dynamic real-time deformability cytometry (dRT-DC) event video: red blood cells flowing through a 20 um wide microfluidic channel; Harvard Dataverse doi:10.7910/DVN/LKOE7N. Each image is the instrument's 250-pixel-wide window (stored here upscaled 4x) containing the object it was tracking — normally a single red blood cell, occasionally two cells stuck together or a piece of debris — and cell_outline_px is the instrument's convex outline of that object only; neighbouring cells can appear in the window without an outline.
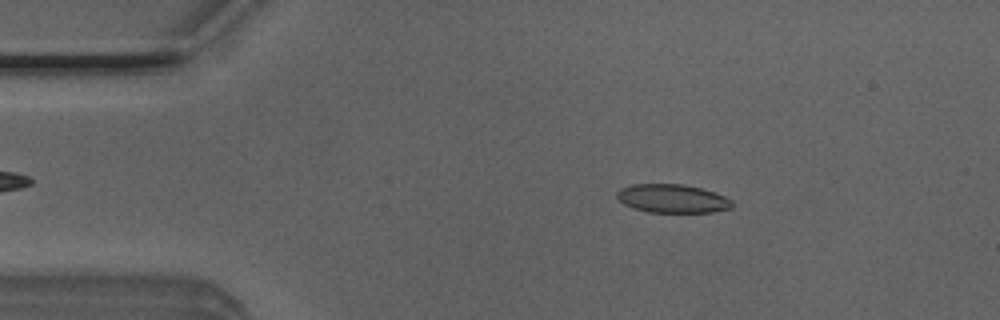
{"species": "Egyptian fruit bat (a non-hibernating species)", "species_latin": "Rousettus aegyptiacus", "temperature_condition": "room temperature", "stored_images_in_passage": 50, "camera_frame_rate_fps": 3000, "um_per_image_px": 0.085, "animal": {"sex": "male"}, "frame": {"image": 1, "passage_image": 8, "time_ms": 2.333, "image_size_px": [1000, 320], "cell_outline_px": [[732, 208], [712, 212], [648, 212], [632, 208], [624, 204], [616, 196], [616, 192], [620, 188], [632, 184], [684, 184], [700, 188], [724, 196], [732, 200]], "centroid_in_image_um": [57.12, 16.88], "position_along_channel_um": 27.9, "area_um2": 19.13}}
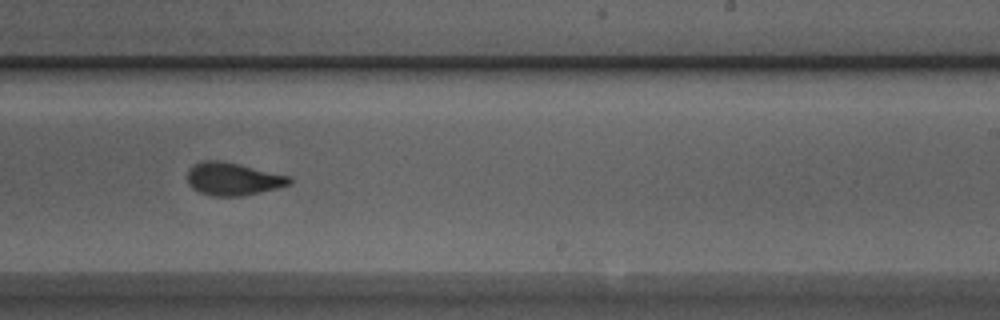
{"frame": {"image": 2, "passage_image": 30, "time_ms": 9.667, "image_size_px": [1000, 320], "cell_outline_px": [[292, 184], [244, 196], [212, 196], [200, 192], [192, 188], [188, 184], [188, 172], [192, 164], [200, 160], [220, 160], [240, 164], [292, 176]], "centroid_in_image_um": [19.81, 15.2], "position_along_channel_um": 269.2, "area_um2": 19.77}}
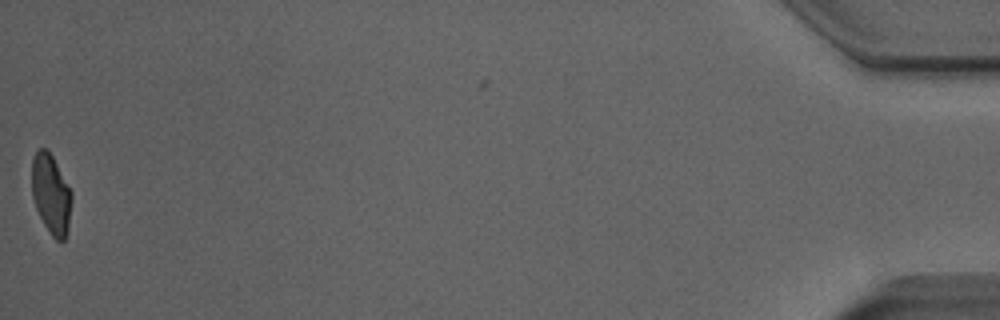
{"frame": {"image": 3, "passage_image": 50, "time_ms": 16.333, "image_size_px": [1000, 320], "cell_outline_px": [[72, 200], [68, 232], [64, 240], [56, 240], [52, 236], [44, 224], [36, 208], [32, 196], [32, 160], [36, 152], [40, 148], [48, 148], [72, 192]], "centroid_in_image_um": [4.35, 16.5], "position_along_channel_um": 430.9, "area_um2": 18.55}, "authors_computed_cell_mechanics": {"area_um2": 19.7676, "velocity_mm_per_s": 4.0154, "shape_relaxation_time_tau1_ms": 4.2413, "shape_relaxation_time_tau2_ms": 1.3383, "deformation_change_tau1": 0.1389, "deformation_change_tau2": 0.0627}}